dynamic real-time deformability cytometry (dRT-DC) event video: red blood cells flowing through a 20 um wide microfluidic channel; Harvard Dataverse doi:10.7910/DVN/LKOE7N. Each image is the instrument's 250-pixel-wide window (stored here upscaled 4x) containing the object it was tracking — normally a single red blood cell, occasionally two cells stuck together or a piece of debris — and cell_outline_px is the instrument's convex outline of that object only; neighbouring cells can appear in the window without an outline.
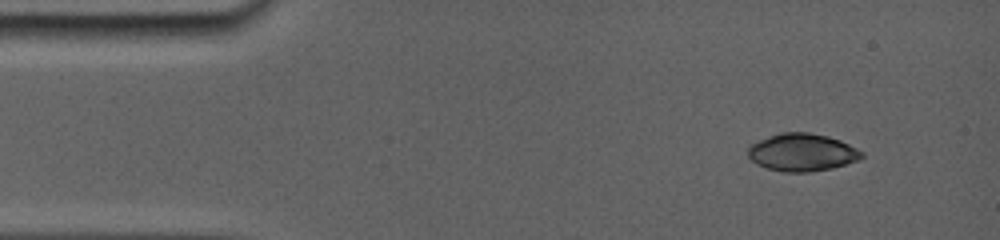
{"species": "common noctule bat (a hibernating species)", "species_latin": "Nyctalus noctula", "temperature_condition": "room temperature", "stored_images_in_passage": 7, "camera_frame_rate_fps": 5000, "um_per_image_px": 0.085, "animal": {"sex": "female", "body_mass_g": 19.0, "forearm_length_mm": 56.7}, "frame": {"image": 1, "passage_image": 1, "time_ms": 0.0, "image_size_px": [1000, 240], "cell_outline_px": [[864, 156], [856, 160], [844, 164], [828, 168], [808, 172], [784, 172], [768, 168], [752, 160], [748, 156], [748, 152], [756, 144], [772, 136], [784, 132], [808, 132], [824, 136], [836, 140], [860, 152]], "centroid_in_image_um": [68.16, 12.97], "position_along_channel_um": 16.8, "area_um2": 23.47}}
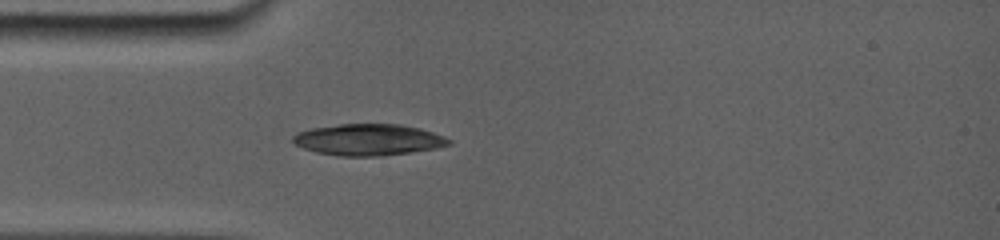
{"frame": {"image": 2, "passage_image": 7, "time_ms": 3.0, "image_size_px": [1000, 240], "cell_outline_px": [[448, 144], [432, 148], [408, 152], [376, 156], [344, 156], [316, 152], [304, 148], [296, 144], [292, 140], [292, 136], [300, 132], [316, 128], [340, 124], [396, 124], [416, 128], [440, 136], [448, 140]], "centroid_in_image_um": [31.21, 11.88], "position_along_channel_um": 53.8, "area_um2": 27.4}}